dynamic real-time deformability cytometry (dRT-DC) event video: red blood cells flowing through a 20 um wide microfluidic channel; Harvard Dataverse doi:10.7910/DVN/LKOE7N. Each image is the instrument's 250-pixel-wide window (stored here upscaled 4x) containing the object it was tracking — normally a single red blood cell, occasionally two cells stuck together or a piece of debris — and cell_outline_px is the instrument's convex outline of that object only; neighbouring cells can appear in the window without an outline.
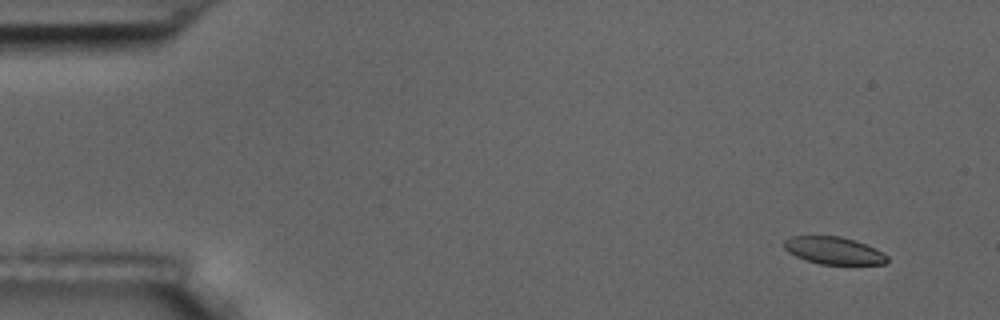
{"species": "common noctule bat (a hibernating species)", "species_latin": "Nyctalus noctula", "temperature_condition": "room temperature", "stored_images_in_passage": 5, "camera_frame_rate_fps": 3000, "um_per_image_px": 0.085, "animal": {"sex": "male", "body_mass_g": 17.5, "forearm_length_mm": 52.3}, "frame": {"image": 1, "passage_image": 2, "time_ms": 1.0, "image_size_px": [1000, 320], "cell_outline_px": [[888, 260], [884, 264], [820, 264], [796, 256], [788, 252], [784, 248], [784, 240], [792, 236], [840, 236], [856, 240], [876, 248], [888, 256]], "centroid_in_image_um": [70.89, 21.29], "position_along_channel_um": 14.1, "area_um2": 16.42}}
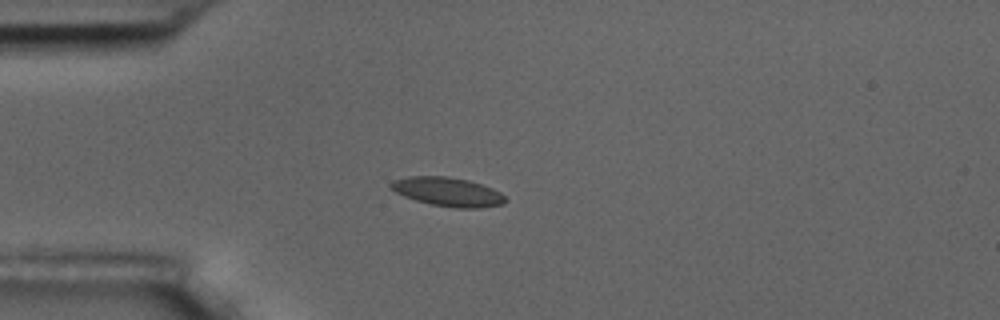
{"frame": {"image": 2, "passage_image": 5, "time_ms": 4.667, "image_size_px": [1000, 320], "cell_outline_px": [[508, 200], [504, 204], [480, 208], [456, 208], [432, 204], [416, 200], [404, 196], [388, 188], [388, 184], [392, 180], [408, 176], [448, 176], [468, 180], [492, 188], [500, 192]], "centroid_in_image_um": [38.04, 16.3], "position_along_channel_um": 47.0, "area_um2": 19.42}}